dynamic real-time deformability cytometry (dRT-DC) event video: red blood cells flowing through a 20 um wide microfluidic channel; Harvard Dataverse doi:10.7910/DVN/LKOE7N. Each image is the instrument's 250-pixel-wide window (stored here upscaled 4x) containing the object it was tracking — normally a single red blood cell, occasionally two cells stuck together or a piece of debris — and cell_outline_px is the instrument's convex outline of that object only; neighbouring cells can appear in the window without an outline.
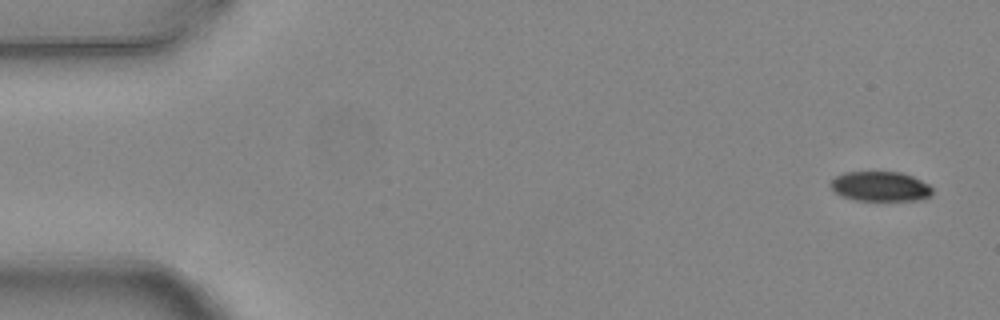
{"species": "common noctule bat (a hibernating species)", "species_latin": "Nyctalus noctula", "temperature_condition": "warm", "stored_images_in_passage": 5, "camera_frame_rate_fps": 3000, "um_per_image_px": 0.085, "animal": {"sex": "female", "body_mass_g": 24.6, "forearm_length_mm": 56.2}, "frame": {"image": 1, "passage_image": 1, "time_ms": 0.0, "image_size_px": [1000, 320], "cell_outline_px": [[932, 196], [920, 200], [856, 200], [844, 196], [836, 192], [828, 184], [836, 176], [844, 172], [900, 172], [912, 176], [928, 184], [932, 188]], "centroid_in_image_um": [74.84, 15.84], "position_along_channel_um": 10.2, "area_um2": 17.57}}
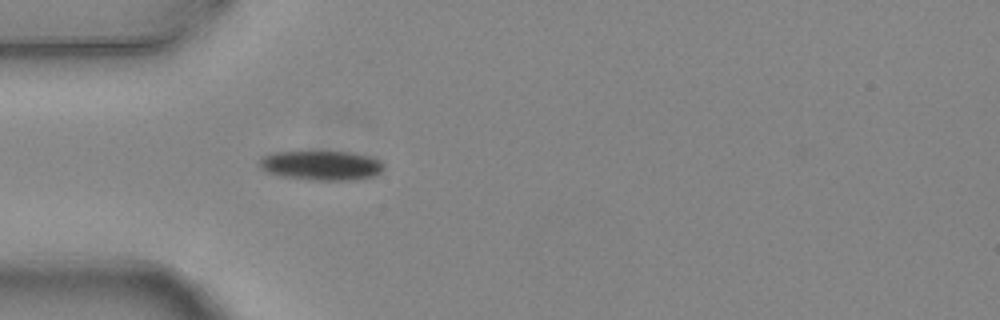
{"frame": {"image": 2, "passage_image": 5, "time_ms": 1.333, "image_size_px": [1000, 320], "cell_outline_px": [[384, 168], [380, 172], [372, 176], [348, 180], [308, 180], [280, 176], [268, 172], [260, 168], [260, 160], [264, 156], [276, 152], [352, 152], [368, 156], [380, 160], [384, 164]], "centroid_in_image_um": [27.32, 14.06], "position_along_channel_um": 57.7, "area_um2": 21.21}}